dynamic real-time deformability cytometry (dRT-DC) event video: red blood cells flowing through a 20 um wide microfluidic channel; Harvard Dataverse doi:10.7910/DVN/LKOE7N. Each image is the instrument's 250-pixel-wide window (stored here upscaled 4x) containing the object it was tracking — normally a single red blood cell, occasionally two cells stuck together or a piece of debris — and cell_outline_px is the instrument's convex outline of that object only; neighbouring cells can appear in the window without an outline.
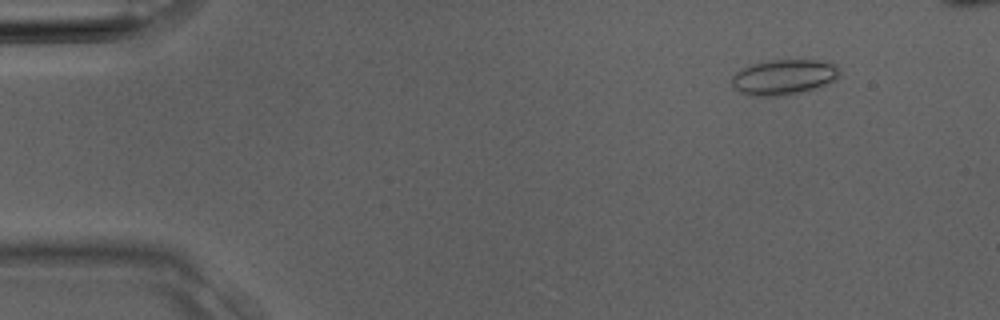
{"species": "Egyptian fruit bat (a non-hibernating species)", "species_latin": "Rousettus aegyptiacus", "temperature_condition": "room temperature", "stored_images_in_passage": 4, "camera_frame_rate_fps": 3000, "um_per_image_px": 0.085, "animal": {"sex": "male"}, "frame": {"image": 1, "passage_image": 2, "time_ms": 0.333, "image_size_px": [1000, 320], "cell_outline_px": [[840, 76], [836, 80], [800, 92], [784, 96], [752, 96], [740, 92], [732, 88], [732, 76], [736, 72], [752, 64], [772, 60], [816, 60], [836, 64], [840, 72]], "centroid_in_image_um": [66.61, 6.56], "position_along_channel_um": 18.4, "area_um2": 22.08}}